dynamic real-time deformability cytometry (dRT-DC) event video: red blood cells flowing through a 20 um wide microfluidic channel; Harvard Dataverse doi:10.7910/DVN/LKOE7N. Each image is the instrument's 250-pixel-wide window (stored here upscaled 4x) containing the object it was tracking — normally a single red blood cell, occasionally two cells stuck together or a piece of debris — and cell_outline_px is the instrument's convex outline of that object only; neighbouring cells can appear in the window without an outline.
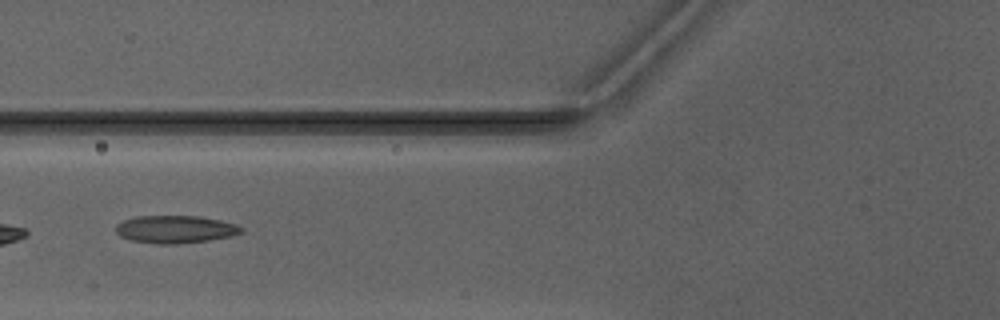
{"species": "Egyptian fruit bat (a non-hibernating species)", "species_latin": "Rousettus aegyptiacus", "temperature_condition": "warm", "stored_images_in_passage": 5, "camera_frame_rate_fps": 3000, "um_per_image_px": 0.085, "animal": {"sex": "male"}, "frame": {"image": 1, "passage_image": 5, "time_ms": 6.333, "image_size_px": [1000, 320], "cell_outline_px": [[244, 232], [232, 236], [208, 240], [176, 244], [156, 244], [132, 240], [120, 236], [116, 232], [116, 224], [124, 220], [136, 216], [200, 216], [220, 220], [236, 224], [244, 228]], "centroid_in_image_um": [14.92, 19.49], "position_along_channel_um": 110.9, "area_um2": 20.29}}